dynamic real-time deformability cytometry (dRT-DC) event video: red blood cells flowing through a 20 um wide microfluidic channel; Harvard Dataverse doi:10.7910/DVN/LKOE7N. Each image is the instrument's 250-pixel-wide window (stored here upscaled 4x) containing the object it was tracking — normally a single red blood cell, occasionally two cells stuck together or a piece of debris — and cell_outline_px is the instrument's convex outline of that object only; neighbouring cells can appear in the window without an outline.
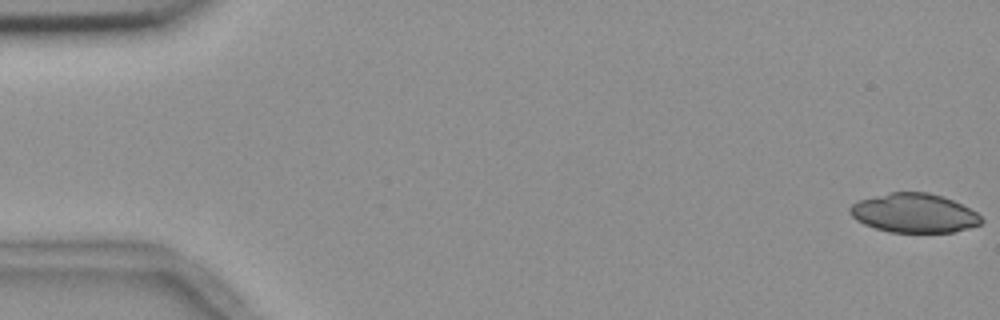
{"species": "common noctule bat (a hibernating species)", "species_latin": "Nyctalus noctula", "temperature_condition": "room temperature", "stored_images_in_passage": 56, "camera_frame_rate_fps": 3000, "um_per_image_px": 0.085, "animal": {"sex": "female", "body_mass_g": 18.4}, "frame": {"image": 1, "passage_image": 1, "time_ms": 0.0, "image_size_px": [1000, 320], "cell_outline_px": [[984, 220], [980, 224], [968, 228], [952, 232], [888, 232], [864, 224], [856, 220], [848, 212], [848, 208], [852, 204], [860, 200], [892, 192], [928, 192], [952, 200], [976, 212]], "centroid_in_image_um": [77.68, 18.12], "position_along_channel_um": 7.3, "area_um2": 29.65}}